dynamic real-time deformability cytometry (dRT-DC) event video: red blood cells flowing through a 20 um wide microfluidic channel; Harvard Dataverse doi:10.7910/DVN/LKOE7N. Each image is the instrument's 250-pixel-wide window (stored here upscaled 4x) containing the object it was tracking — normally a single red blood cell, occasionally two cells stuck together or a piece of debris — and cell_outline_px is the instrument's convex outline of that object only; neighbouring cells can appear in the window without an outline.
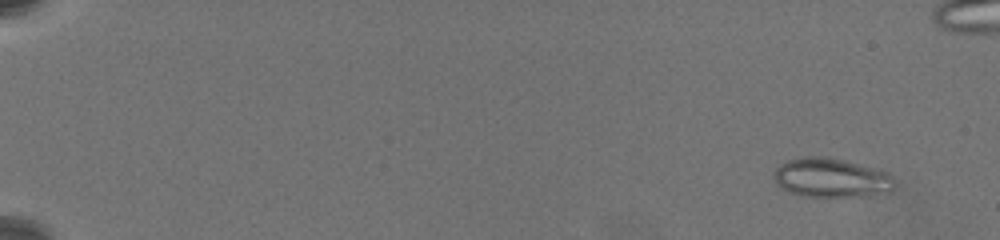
{"species": "common noctule bat (a hibernating species)", "species_latin": "Nyctalus noctula", "temperature_condition": "warm", "stored_images_in_passage": 106, "camera_frame_rate_fps": 3000, "um_per_image_px": 0.085, "animal": {"sex": "female", "body_mass_g": 19.5, "forearm_length_mm": 54.1}, "frame": {"image": 1, "passage_image": 4, "time_ms": 1.0, "image_size_px": [1000, 240], "cell_outline_px": [[896, 184], [892, 188], [852, 196], [804, 196], [788, 192], [780, 188], [776, 184], [772, 176], [776, 168], [780, 164], [788, 160], [804, 156], [828, 156], [844, 160], [888, 172], [892, 176]], "centroid_in_image_um": [70.53, 15.08], "position_along_channel_um": 14.5, "area_um2": 27.11}}
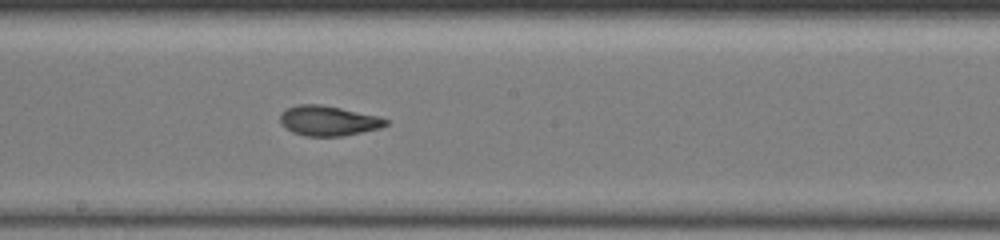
{"frame": {"image": 2, "passage_image": 68, "time_ms": 12.333, "image_size_px": [1000, 240], "cell_outline_px": [[388, 124], [380, 128], [344, 136], [304, 136], [292, 132], [280, 120], [280, 116], [288, 108], [296, 104], [320, 104], [380, 116], [388, 120]], "centroid_in_image_um": [27.95, 10.26], "position_along_channel_um": 220.3, "area_um2": 18.32}}
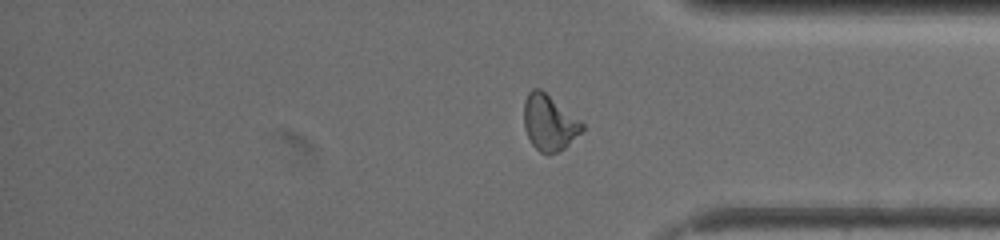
{"frame": {"image": 3, "passage_image": 90, "time_ms": 17.333, "image_size_px": [1000, 240], "cell_outline_px": [[584, 128], [564, 148], [548, 156], [540, 152], [532, 144], [524, 128], [524, 100], [528, 92], [532, 88], [540, 88], [580, 120], [584, 124]], "centroid_in_image_um": [46.65, 10.42], "position_along_channel_um": 388.5, "area_um2": 18.79}}